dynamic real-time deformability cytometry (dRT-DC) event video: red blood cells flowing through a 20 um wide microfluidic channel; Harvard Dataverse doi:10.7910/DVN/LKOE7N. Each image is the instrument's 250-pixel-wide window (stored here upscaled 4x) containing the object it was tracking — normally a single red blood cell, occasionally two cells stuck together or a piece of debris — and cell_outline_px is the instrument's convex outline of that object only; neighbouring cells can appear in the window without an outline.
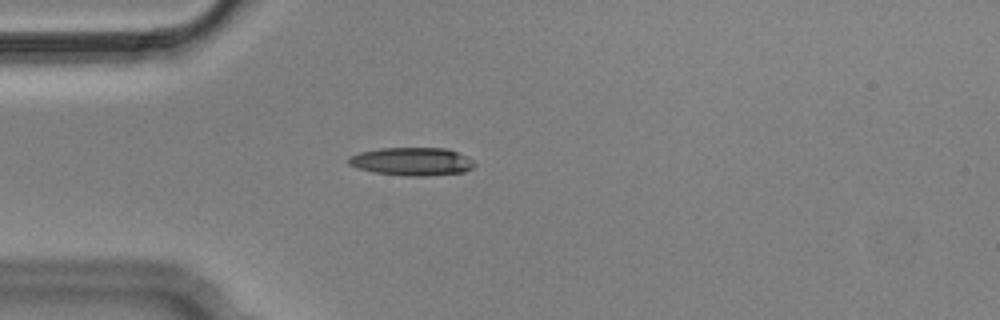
{"species": "Egyptian fruit bat (a non-hibernating species)", "species_latin": "Rousettus aegyptiacus", "temperature_condition": "cold", "stored_images_in_passage": 4, "camera_frame_rate_fps": 3000, "um_per_image_px": 0.085, "animal": {"sex": "male"}, "frame": {"image": 1, "passage_image": 3, "time_ms": 0.667, "image_size_px": [1000, 320], "cell_outline_px": [[476, 164], [472, 168], [464, 172], [428, 176], [404, 176], [372, 172], [356, 168], [348, 164], [348, 156], [360, 152], [380, 148], [448, 148], [468, 156]], "centroid_in_image_um": [35.01, 13.73], "position_along_channel_um": 50.0, "area_um2": 20.92}}